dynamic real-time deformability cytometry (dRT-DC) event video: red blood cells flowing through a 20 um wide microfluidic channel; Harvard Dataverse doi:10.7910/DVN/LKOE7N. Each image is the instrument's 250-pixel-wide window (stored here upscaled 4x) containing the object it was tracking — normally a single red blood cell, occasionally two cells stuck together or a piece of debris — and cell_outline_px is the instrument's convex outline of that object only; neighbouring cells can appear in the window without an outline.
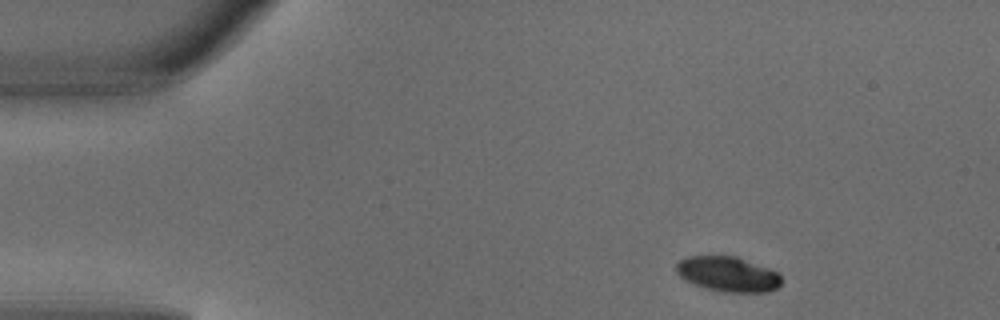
{"species": "common noctule bat (a hibernating species)", "species_latin": "Nyctalus noctula", "temperature_condition": "warm", "stored_images_in_passage": 3, "camera_frame_rate_fps": 3000, "um_per_image_px": 0.085, "animal": {"sex": "male", "body_mass_g": 18.8}, "frame": {"image": 1, "passage_image": 1, "time_ms": 0.0, "image_size_px": [1000, 320], "cell_outline_px": [[780, 284], [776, 288], [768, 292], [724, 292], [708, 288], [696, 284], [680, 276], [676, 272], [676, 264], [680, 260], [688, 256], [736, 256], [780, 272]], "centroid_in_image_um": [61.9, 23.29], "position_along_channel_um": 23.1, "area_um2": 21.27}}